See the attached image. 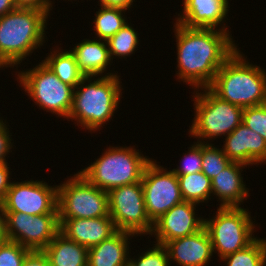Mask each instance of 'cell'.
Listing matches in <instances>:
<instances>
[{
    "mask_svg": "<svg viewBox=\"0 0 266 266\" xmlns=\"http://www.w3.org/2000/svg\"><path fill=\"white\" fill-rule=\"evenodd\" d=\"M58 185L38 180L12 182L2 203L4 212L27 215L58 214Z\"/></svg>",
    "mask_w": 266,
    "mask_h": 266,
    "instance_id": "obj_13",
    "label": "cell"
},
{
    "mask_svg": "<svg viewBox=\"0 0 266 266\" xmlns=\"http://www.w3.org/2000/svg\"><path fill=\"white\" fill-rule=\"evenodd\" d=\"M4 121H3V119H2V117L0 118V125L3 123Z\"/></svg>",
    "mask_w": 266,
    "mask_h": 266,
    "instance_id": "obj_41",
    "label": "cell"
},
{
    "mask_svg": "<svg viewBox=\"0 0 266 266\" xmlns=\"http://www.w3.org/2000/svg\"><path fill=\"white\" fill-rule=\"evenodd\" d=\"M181 195L184 201L200 204L212 196V183L202 171L186 175H177Z\"/></svg>",
    "mask_w": 266,
    "mask_h": 266,
    "instance_id": "obj_24",
    "label": "cell"
},
{
    "mask_svg": "<svg viewBox=\"0 0 266 266\" xmlns=\"http://www.w3.org/2000/svg\"><path fill=\"white\" fill-rule=\"evenodd\" d=\"M61 50L56 47L42 61L63 83L75 88L85 78V75L80 71L75 57L70 50Z\"/></svg>",
    "mask_w": 266,
    "mask_h": 266,
    "instance_id": "obj_23",
    "label": "cell"
},
{
    "mask_svg": "<svg viewBox=\"0 0 266 266\" xmlns=\"http://www.w3.org/2000/svg\"><path fill=\"white\" fill-rule=\"evenodd\" d=\"M262 246H263V252H264V265L266 266V239L259 238Z\"/></svg>",
    "mask_w": 266,
    "mask_h": 266,
    "instance_id": "obj_40",
    "label": "cell"
},
{
    "mask_svg": "<svg viewBox=\"0 0 266 266\" xmlns=\"http://www.w3.org/2000/svg\"><path fill=\"white\" fill-rule=\"evenodd\" d=\"M29 251L19 243L10 240L0 244V266H22Z\"/></svg>",
    "mask_w": 266,
    "mask_h": 266,
    "instance_id": "obj_32",
    "label": "cell"
},
{
    "mask_svg": "<svg viewBox=\"0 0 266 266\" xmlns=\"http://www.w3.org/2000/svg\"><path fill=\"white\" fill-rule=\"evenodd\" d=\"M245 167L246 164L232 162L211 180L212 194L221 202L219 207H240L249 197V189L241 175Z\"/></svg>",
    "mask_w": 266,
    "mask_h": 266,
    "instance_id": "obj_19",
    "label": "cell"
},
{
    "mask_svg": "<svg viewBox=\"0 0 266 266\" xmlns=\"http://www.w3.org/2000/svg\"><path fill=\"white\" fill-rule=\"evenodd\" d=\"M195 203L183 201L163 214L153 223L151 236L165 245L168 241L194 234L204 227V219L197 217Z\"/></svg>",
    "mask_w": 266,
    "mask_h": 266,
    "instance_id": "obj_14",
    "label": "cell"
},
{
    "mask_svg": "<svg viewBox=\"0 0 266 266\" xmlns=\"http://www.w3.org/2000/svg\"><path fill=\"white\" fill-rule=\"evenodd\" d=\"M8 163H0V204L2 205L6 193L11 186L12 181H10V168Z\"/></svg>",
    "mask_w": 266,
    "mask_h": 266,
    "instance_id": "obj_36",
    "label": "cell"
},
{
    "mask_svg": "<svg viewBox=\"0 0 266 266\" xmlns=\"http://www.w3.org/2000/svg\"><path fill=\"white\" fill-rule=\"evenodd\" d=\"M39 63L16 74L20 85L41 109L68 120L74 87L63 83L43 61Z\"/></svg>",
    "mask_w": 266,
    "mask_h": 266,
    "instance_id": "obj_8",
    "label": "cell"
},
{
    "mask_svg": "<svg viewBox=\"0 0 266 266\" xmlns=\"http://www.w3.org/2000/svg\"><path fill=\"white\" fill-rule=\"evenodd\" d=\"M153 245L155 246L142 252L136 259L129 256L128 266H170L166 247L158 243Z\"/></svg>",
    "mask_w": 266,
    "mask_h": 266,
    "instance_id": "obj_29",
    "label": "cell"
},
{
    "mask_svg": "<svg viewBox=\"0 0 266 266\" xmlns=\"http://www.w3.org/2000/svg\"><path fill=\"white\" fill-rule=\"evenodd\" d=\"M98 10L93 21L95 35L97 39L108 41L127 23L123 15L126 10L105 6H101Z\"/></svg>",
    "mask_w": 266,
    "mask_h": 266,
    "instance_id": "obj_25",
    "label": "cell"
},
{
    "mask_svg": "<svg viewBox=\"0 0 266 266\" xmlns=\"http://www.w3.org/2000/svg\"><path fill=\"white\" fill-rule=\"evenodd\" d=\"M133 236L134 233L118 230L110 238L89 248L87 266H128V240Z\"/></svg>",
    "mask_w": 266,
    "mask_h": 266,
    "instance_id": "obj_21",
    "label": "cell"
},
{
    "mask_svg": "<svg viewBox=\"0 0 266 266\" xmlns=\"http://www.w3.org/2000/svg\"><path fill=\"white\" fill-rule=\"evenodd\" d=\"M177 79L192 89L208 88L217 71L238 49L232 34L221 29L186 27L175 21Z\"/></svg>",
    "mask_w": 266,
    "mask_h": 266,
    "instance_id": "obj_1",
    "label": "cell"
},
{
    "mask_svg": "<svg viewBox=\"0 0 266 266\" xmlns=\"http://www.w3.org/2000/svg\"><path fill=\"white\" fill-rule=\"evenodd\" d=\"M5 221L8 240L29 250H44L60 232L58 214L5 212Z\"/></svg>",
    "mask_w": 266,
    "mask_h": 266,
    "instance_id": "obj_12",
    "label": "cell"
},
{
    "mask_svg": "<svg viewBox=\"0 0 266 266\" xmlns=\"http://www.w3.org/2000/svg\"><path fill=\"white\" fill-rule=\"evenodd\" d=\"M219 260L226 262V266H265L263 246L259 238H256L246 248Z\"/></svg>",
    "mask_w": 266,
    "mask_h": 266,
    "instance_id": "obj_27",
    "label": "cell"
},
{
    "mask_svg": "<svg viewBox=\"0 0 266 266\" xmlns=\"http://www.w3.org/2000/svg\"><path fill=\"white\" fill-rule=\"evenodd\" d=\"M70 52L74 55L77 65L85 77H98L99 75L108 77L118 74V72L116 74L106 73L109 65H112L110 64L112 61L107 41L86 38L74 46Z\"/></svg>",
    "mask_w": 266,
    "mask_h": 266,
    "instance_id": "obj_20",
    "label": "cell"
},
{
    "mask_svg": "<svg viewBox=\"0 0 266 266\" xmlns=\"http://www.w3.org/2000/svg\"><path fill=\"white\" fill-rule=\"evenodd\" d=\"M266 71L250 64L239 48L217 71L210 89L233 105L248 108L266 103Z\"/></svg>",
    "mask_w": 266,
    "mask_h": 266,
    "instance_id": "obj_4",
    "label": "cell"
},
{
    "mask_svg": "<svg viewBox=\"0 0 266 266\" xmlns=\"http://www.w3.org/2000/svg\"><path fill=\"white\" fill-rule=\"evenodd\" d=\"M141 184L147 216L152 223L184 201L177 175L158 165L154 159L146 166Z\"/></svg>",
    "mask_w": 266,
    "mask_h": 266,
    "instance_id": "obj_11",
    "label": "cell"
},
{
    "mask_svg": "<svg viewBox=\"0 0 266 266\" xmlns=\"http://www.w3.org/2000/svg\"><path fill=\"white\" fill-rule=\"evenodd\" d=\"M138 151L131 146H109L104 153L102 152V156L79 173L91 184L106 192L140 182L146 166L152 159Z\"/></svg>",
    "mask_w": 266,
    "mask_h": 266,
    "instance_id": "obj_5",
    "label": "cell"
},
{
    "mask_svg": "<svg viewBox=\"0 0 266 266\" xmlns=\"http://www.w3.org/2000/svg\"><path fill=\"white\" fill-rule=\"evenodd\" d=\"M50 266H87L88 248L59 232L43 250Z\"/></svg>",
    "mask_w": 266,
    "mask_h": 266,
    "instance_id": "obj_22",
    "label": "cell"
},
{
    "mask_svg": "<svg viewBox=\"0 0 266 266\" xmlns=\"http://www.w3.org/2000/svg\"><path fill=\"white\" fill-rule=\"evenodd\" d=\"M6 120L0 125V163L7 162L6 158L7 154L12 152L11 148L13 147L11 141L12 138H10L12 135L9 133V128L6 125Z\"/></svg>",
    "mask_w": 266,
    "mask_h": 266,
    "instance_id": "obj_33",
    "label": "cell"
},
{
    "mask_svg": "<svg viewBox=\"0 0 266 266\" xmlns=\"http://www.w3.org/2000/svg\"><path fill=\"white\" fill-rule=\"evenodd\" d=\"M167 249L170 263L177 266H206L213 255L212 243L205 227L194 234L168 241Z\"/></svg>",
    "mask_w": 266,
    "mask_h": 266,
    "instance_id": "obj_17",
    "label": "cell"
},
{
    "mask_svg": "<svg viewBox=\"0 0 266 266\" xmlns=\"http://www.w3.org/2000/svg\"><path fill=\"white\" fill-rule=\"evenodd\" d=\"M59 218H98L109 215L108 192L77 172L58 185Z\"/></svg>",
    "mask_w": 266,
    "mask_h": 266,
    "instance_id": "obj_9",
    "label": "cell"
},
{
    "mask_svg": "<svg viewBox=\"0 0 266 266\" xmlns=\"http://www.w3.org/2000/svg\"><path fill=\"white\" fill-rule=\"evenodd\" d=\"M22 266H50L47 255L43 250H30Z\"/></svg>",
    "mask_w": 266,
    "mask_h": 266,
    "instance_id": "obj_34",
    "label": "cell"
},
{
    "mask_svg": "<svg viewBox=\"0 0 266 266\" xmlns=\"http://www.w3.org/2000/svg\"><path fill=\"white\" fill-rule=\"evenodd\" d=\"M51 2V0H14L16 8H34L45 11L49 16L50 10L53 9Z\"/></svg>",
    "mask_w": 266,
    "mask_h": 266,
    "instance_id": "obj_35",
    "label": "cell"
},
{
    "mask_svg": "<svg viewBox=\"0 0 266 266\" xmlns=\"http://www.w3.org/2000/svg\"><path fill=\"white\" fill-rule=\"evenodd\" d=\"M213 145L202 143V172L211 180L232 163L223 149Z\"/></svg>",
    "mask_w": 266,
    "mask_h": 266,
    "instance_id": "obj_28",
    "label": "cell"
},
{
    "mask_svg": "<svg viewBox=\"0 0 266 266\" xmlns=\"http://www.w3.org/2000/svg\"><path fill=\"white\" fill-rule=\"evenodd\" d=\"M16 9L14 0H0V17Z\"/></svg>",
    "mask_w": 266,
    "mask_h": 266,
    "instance_id": "obj_39",
    "label": "cell"
},
{
    "mask_svg": "<svg viewBox=\"0 0 266 266\" xmlns=\"http://www.w3.org/2000/svg\"><path fill=\"white\" fill-rule=\"evenodd\" d=\"M8 241L7 232H6V221H5V212L3 206L0 204V244H3Z\"/></svg>",
    "mask_w": 266,
    "mask_h": 266,
    "instance_id": "obj_38",
    "label": "cell"
},
{
    "mask_svg": "<svg viewBox=\"0 0 266 266\" xmlns=\"http://www.w3.org/2000/svg\"><path fill=\"white\" fill-rule=\"evenodd\" d=\"M225 137L222 149L232 162L266 164V141L257 132L241 123Z\"/></svg>",
    "mask_w": 266,
    "mask_h": 266,
    "instance_id": "obj_15",
    "label": "cell"
},
{
    "mask_svg": "<svg viewBox=\"0 0 266 266\" xmlns=\"http://www.w3.org/2000/svg\"><path fill=\"white\" fill-rule=\"evenodd\" d=\"M120 79L118 75L85 77L74 88L68 121L73 119L77 125L94 133L102 129L119 108L123 89Z\"/></svg>",
    "mask_w": 266,
    "mask_h": 266,
    "instance_id": "obj_3",
    "label": "cell"
},
{
    "mask_svg": "<svg viewBox=\"0 0 266 266\" xmlns=\"http://www.w3.org/2000/svg\"><path fill=\"white\" fill-rule=\"evenodd\" d=\"M182 165L171 171L176 175H186L202 171V143L195 142L185 153Z\"/></svg>",
    "mask_w": 266,
    "mask_h": 266,
    "instance_id": "obj_31",
    "label": "cell"
},
{
    "mask_svg": "<svg viewBox=\"0 0 266 266\" xmlns=\"http://www.w3.org/2000/svg\"><path fill=\"white\" fill-rule=\"evenodd\" d=\"M59 223L62 234L88 249L118 231L109 215L98 218H59Z\"/></svg>",
    "mask_w": 266,
    "mask_h": 266,
    "instance_id": "obj_16",
    "label": "cell"
},
{
    "mask_svg": "<svg viewBox=\"0 0 266 266\" xmlns=\"http://www.w3.org/2000/svg\"><path fill=\"white\" fill-rule=\"evenodd\" d=\"M48 14L34 8H16L0 17V68L18 66L43 46Z\"/></svg>",
    "mask_w": 266,
    "mask_h": 266,
    "instance_id": "obj_2",
    "label": "cell"
},
{
    "mask_svg": "<svg viewBox=\"0 0 266 266\" xmlns=\"http://www.w3.org/2000/svg\"><path fill=\"white\" fill-rule=\"evenodd\" d=\"M216 215L204 219L214 253L220 259L242 250L257 237L253 235L256 227L247 209L242 207H217Z\"/></svg>",
    "mask_w": 266,
    "mask_h": 266,
    "instance_id": "obj_7",
    "label": "cell"
},
{
    "mask_svg": "<svg viewBox=\"0 0 266 266\" xmlns=\"http://www.w3.org/2000/svg\"><path fill=\"white\" fill-rule=\"evenodd\" d=\"M135 0H99L100 4L99 6H105V7H113V8H120L123 10H130L132 3Z\"/></svg>",
    "mask_w": 266,
    "mask_h": 266,
    "instance_id": "obj_37",
    "label": "cell"
},
{
    "mask_svg": "<svg viewBox=\"0 0 266 266\" xmlns=\"http://www.w3.org/2000/svg\"><path fill=\"white\" fill-rule=\"evenodd\" d=\"M182 4L183 13L178 14L176 22L186 27L221 29L229 32L227 25L224 24L230 8L228 0H184Z\"/></svg>",
    "mask_w": 266,
    "mask_h": 266,
    "instance_id": "obj_18",
    "label": "cell"
},
{
    "mask_svg": "<svg viewBox=\"0 0 266 266\" xmlns=\"http://www.w3.org/2000/svg\"><path fill=\"white\" fill-rule=\"evenodd\" d=\"M242 123L260 134L266 141V103L243 109Z\"/></svg>",
    "mask_w": 266,
    "mask_h": 266,
    "instance_id": "obj_30",
    "label": "cell"
},
{
    "mask_svg": "<svg viewBox=\"0 0 266 266\" xmlns=\"http://www.w3.org/2000/svg\"><path fill=\"white\" fill-rule=\"evenodd\" d=\"M127 23L108 41V48L111 60H113L114 56H118V58L129 57L133 54L138 48L139 45V37L138 33L135 29Z\"/></svg>",
    "mask_w": 266,
    "mask_h": 266,
    "instance_id": "obj_26",
    "label": "cell"
},
{
    "mask_svg": "<svg viewBox=\"0 0 266 266\" xmlns=\"http://www.w3.org/2000/svg\"><path fill=\"white\" fill-rule=\"evenodd\" d=\"M108 203L117 230L150 236L153 223L147 216L141 181L111 189Z\"/></svg>",
    "mask_w": 266,
    "mask_h": 266,
    "instance_id": "obj_10",
    "label": "cell"
},
{
    "mask_svg": "<svg viewBox=\"0 0 266 266\" xmlns=\"http://www.w3.org/2000/svg\"><path fill=\"white\" fill-rule=\"evenodd\" d=\"M193 94L195 115L189 136L198 138L197 142L209 143L207 139L227 136L242 123L243 108L221 99L209 87Z\"/></svg>",
    "mask_w": 266,
    "mask_h": 266,
    "instance_id": "obj_6",
    "label": "cell"
}]
</instances>
